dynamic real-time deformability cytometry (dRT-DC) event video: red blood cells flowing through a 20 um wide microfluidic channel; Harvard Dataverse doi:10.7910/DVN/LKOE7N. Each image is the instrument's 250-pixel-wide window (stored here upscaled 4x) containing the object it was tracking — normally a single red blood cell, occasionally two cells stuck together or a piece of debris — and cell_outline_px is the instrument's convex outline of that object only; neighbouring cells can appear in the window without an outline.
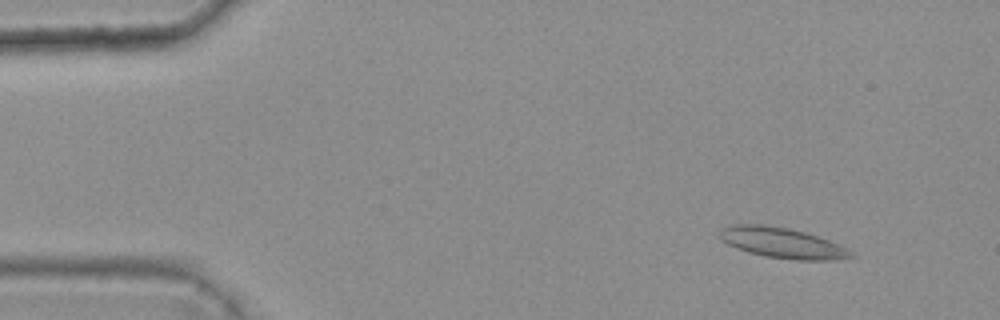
{"species": "common noctule bat (a hibernating species)", "species_latin": "Nyctalus noctula", "temperature_condition": "warm", "stored_images_in_passage": 4, "camera_frame_rate_fps": 3000, "um_per_image_px": 0.085, "animal": {"sex": "female", "body_mass_g": 25.1}, "frame": {"image": 1, "passage_image": 2, "time_ms": 0.333, "image_size_px": [1000, 320], "cell_outline_px": [[856, 256], [828, 260], [796, 260], [764, 256], [748, 252], [736, 248], [720, 240], [720, 232], [724, 228], [732, 224], [764, 224], [788, 228], [804, 232], [828, 240], [852, 252]], "centroid_in_image_um": [66.43, 20.64], "position_along_channel_um": 18.6, "area_um2": 23.0}}
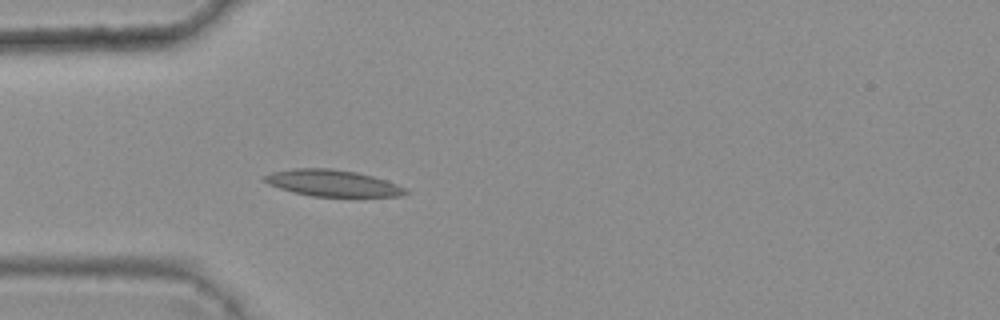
{"frame": {"image": 2, "passage_image": 4, "time_ms": 1.0, "image_size_px": [1000, 320], "cell_outline_px": [[408, 192], [400, 196], [312, 196], [292, 192], [268, 184], [260, 176], [272, 172], [292, 168], [328, 168], [356, 172], [372, 176], [396, 184], [404, 188]], "centroid_in_image_um": [28.19, 15.55], "position_along_channel_um": 56.8, "area_um2": 21.56}}